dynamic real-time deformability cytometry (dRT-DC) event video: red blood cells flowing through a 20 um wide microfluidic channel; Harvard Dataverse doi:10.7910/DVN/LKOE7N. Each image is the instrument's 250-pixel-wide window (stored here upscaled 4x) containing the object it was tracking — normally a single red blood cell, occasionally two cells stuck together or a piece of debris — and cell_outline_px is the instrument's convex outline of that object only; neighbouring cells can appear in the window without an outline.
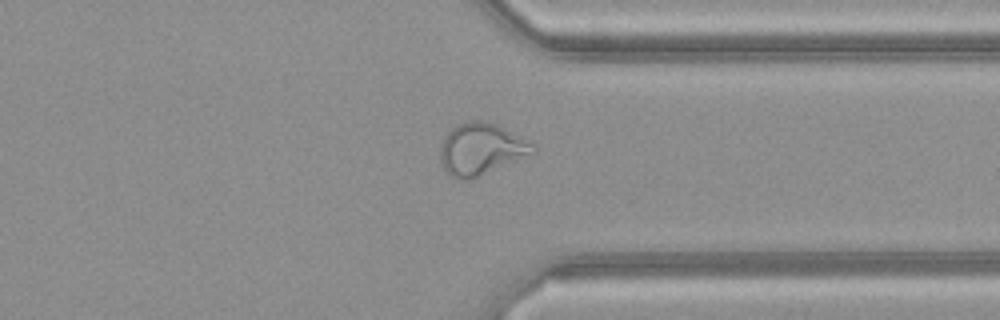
{"species": "common noctule bat (a hibernating species)", "species_latin": "Nyctalus noctula", "temperature_condition": "warm", "stored_images_in_passage": 38, "camera_frame_rate_fps": 3000, "um_per_image_px": 0.085, "animal": {"sex": "female", "body_mass_g": 21.9}, "frame": {"image": 1, "passage_image": 27, "time_ms": 8.667, "image_size_px": [1000, 320], "cell_outline_px": [[536, 152], [468, 180], [464, 180], [452, 176], [444, 168], [440, 156], [440, 148], [444, 136], [456, 124], [464, 120], [488, 120], [532, 140], [536, 144]], "centroid_in_image_um": [40.93, 12.61], "position_along_channel_um": 370.5, "area_um2": 28.15}}
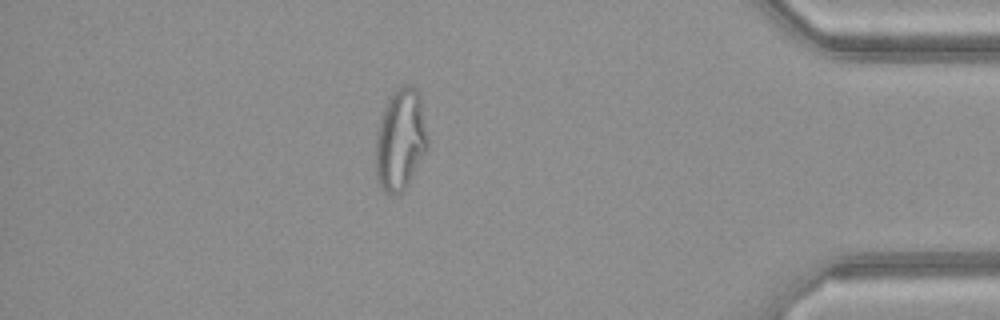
{"frame": {"image": 2, "passage_image": 32, "time_ms": 10.333, "image_size_px": [1000, 320], "cell_outline_px": [[428, 148], [408, 184], [396, 196], [384, 192], [376, 176], [376, 132], [388, 96], [396, 88], [416, 88], [420, 96], [428, 136]], "centroid_in_image_um": [34.03, 11.9], "position_along_channel_um": 401.2, "area_um2": 30.63}, "authors_computed_cell_mechanics": {"area_um2": 27.8307, "velocity_mm_per_s": 4.1827, "shape_relaxation_time_tau1_ms": null, "shape_relaxation_time_tau2_ms": 1.0215, "deformation_change_tau1": null, "deformation_change_tau2": 0.087}}